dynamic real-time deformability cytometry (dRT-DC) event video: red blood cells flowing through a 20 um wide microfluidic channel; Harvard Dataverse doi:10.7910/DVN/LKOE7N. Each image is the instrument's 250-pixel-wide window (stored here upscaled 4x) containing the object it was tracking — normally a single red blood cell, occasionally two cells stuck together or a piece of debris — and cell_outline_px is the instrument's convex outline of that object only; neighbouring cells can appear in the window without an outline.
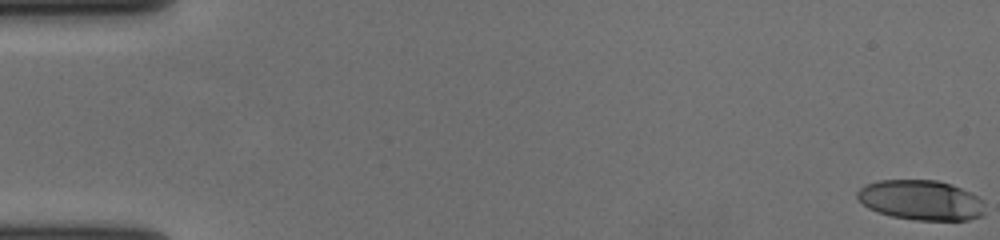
{"species": "human", "species_latin": "Homo sapiens", "temperature_condition": "cold", "stored_images_in_passage": 58, "camera_frame_rate_fps": 3000, "um_per_image_px": 0.085, "donor": {"sex": "female"}, "frame": {"image": 1, "passage_image": 1, "time_ms": 0.0, "image_size_px": [1000, 240], "cell_outline_px": [[984, 216], [968, 220], [916, 220], [892, 216], [876, 212], [868, 208], [856, 196], [856, 192], [864, 184], [880, 180], [936, 180], [952, 184], [984, 200]], "centroid_in_image_um": [78.28, 17.01], "position_along_channel_um": 6.7, "area_um2": 29.88}}
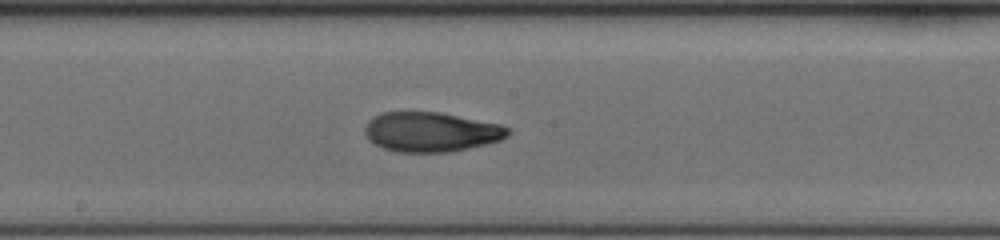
{"frame": {"image": 2, "passage_image": 32, "time_ms": 10.333, "image_size_px": [1000, 240], "cell_outline_px": [[512, 132], [508, 136], [500, 140], [468, 148], [448, 152], [396, 152], [384, 148], [368, 140], [364, 132], [364, 128], [368, 120], [372, 116], [380, 112], [440, 112], [500, 124], [508, 128]], "centroid_in_image_um": [36.61, 11.2], "position_along_channel_um": 211.6, "area_um2": 33.18}}
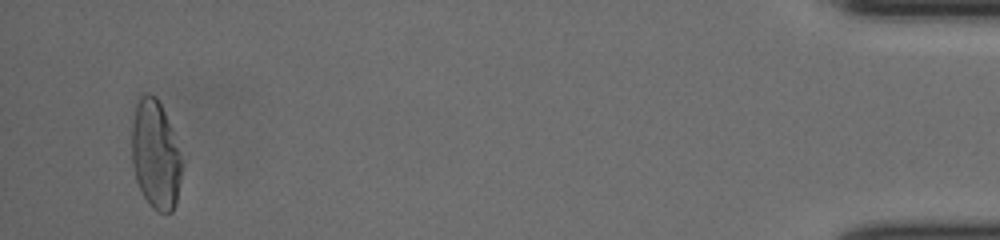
{"frame": {"image": 3, "passage_image": 56, "time_ms": 18.333, "image_size_px": [1000, 240], "cell_outline_px": [[180, 180], [176, 204], [172, 212], [160, 212], [152, 208], [148, 204], [136, 180], [132, 164], [132, 120], [136, 104], [140, 96], [144, 92], [148, 92], [156, 96], [164, 112], [172, 132], [180, 156]], "centroid_in_image_um": [13.18, 13.15], "position_along_channel_um": 422.0, "area_um2": 31.33}, "authors_computed_cell_mechanics": {"area_um2": 31.9634, "velocity_mm_per_s": 3.6464, "shape_relaxation_time_tau1_ms": 5.1066, "shape_relaxation_time_tau2_ms": 3.1254, "deformation_change_tau1": 0.2046, "deformation_change_tau2": 0.0928}}